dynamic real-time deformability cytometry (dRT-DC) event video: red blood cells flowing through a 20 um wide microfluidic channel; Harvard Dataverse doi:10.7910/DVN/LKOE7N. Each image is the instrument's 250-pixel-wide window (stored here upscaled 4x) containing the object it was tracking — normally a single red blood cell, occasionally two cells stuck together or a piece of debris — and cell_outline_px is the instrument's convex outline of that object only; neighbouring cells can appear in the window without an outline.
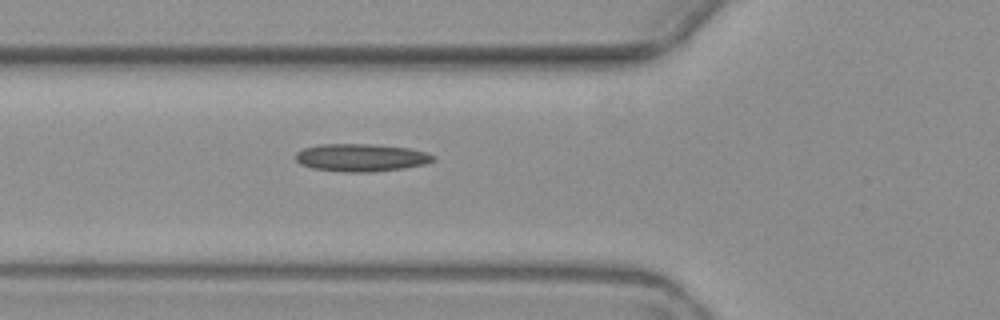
{"species": "common noctule bat (a hibernating species)", "species_latin": "Nyctalus noctula", "temperature_condition": "warm", "stored_images_in_passage": 6, "camera_frame_rate_fps": 3000, "um_per_image_px": 0.085, "animal": {"sex": "female", "body_mass_g": 19.3, "forearm_length_mm": 54.1}, "frame": {"image": 1, "passage_image": 6, "time_ms": 6.667, "image_size_px": [1000, 320], "cell_outline_px": [[436, 160], [424, 164], [404, 168], [372, 172], [344, 172], [312, 168], [300, 164], [296, 160], [296, 152], [304, 148], [320, 144], [372, 144], [408, 148], [428, 152], [436, 156]], "centroid_in_image_um": [30.72, 13.39], "position_along_channel_um": 95.1, "area_um2": 22.31}}